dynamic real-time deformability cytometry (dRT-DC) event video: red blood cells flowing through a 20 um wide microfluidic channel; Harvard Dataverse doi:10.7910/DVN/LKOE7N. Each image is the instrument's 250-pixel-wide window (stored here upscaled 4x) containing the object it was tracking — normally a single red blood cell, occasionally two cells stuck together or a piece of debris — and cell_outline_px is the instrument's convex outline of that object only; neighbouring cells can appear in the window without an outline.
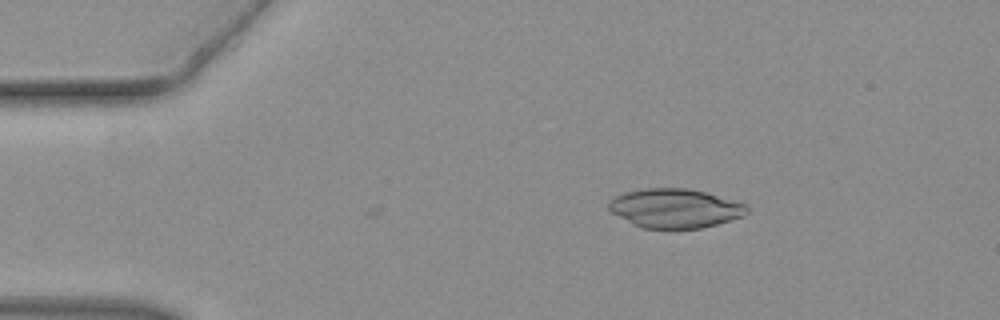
{"species": "common noctule bat (a hibernating species)", "species_latin": "Nyctalus noctula", "temperature_condition": "warm", "stored_images_in_passage": 2, "camera_frame_rate_fps": 3000, "um_per_image_px": 0.085, "animal": {"sex": "female", "body_mass_g": 19.3, "forearm_length_mm": 54.1}, "frame": {"image": 1, "passage_image": 1, "time_ms": 0.0, "image_size_px": [1000, 320], "cell_outline_px": [[748, 212], [744, 216], [716, 224], [700, 228], [676, 232], [672, 232], [640, 228], [632, 224], [612, 212], [608, 208], [608, 200], [624, 192], [648, 188], [684, 188], [704, 192], [744, 204], [748, 208]], "centroid_in_image_um": [57.32, 17.76], "position_along_channel_um": 27.7, "area_um2": 32.08}}